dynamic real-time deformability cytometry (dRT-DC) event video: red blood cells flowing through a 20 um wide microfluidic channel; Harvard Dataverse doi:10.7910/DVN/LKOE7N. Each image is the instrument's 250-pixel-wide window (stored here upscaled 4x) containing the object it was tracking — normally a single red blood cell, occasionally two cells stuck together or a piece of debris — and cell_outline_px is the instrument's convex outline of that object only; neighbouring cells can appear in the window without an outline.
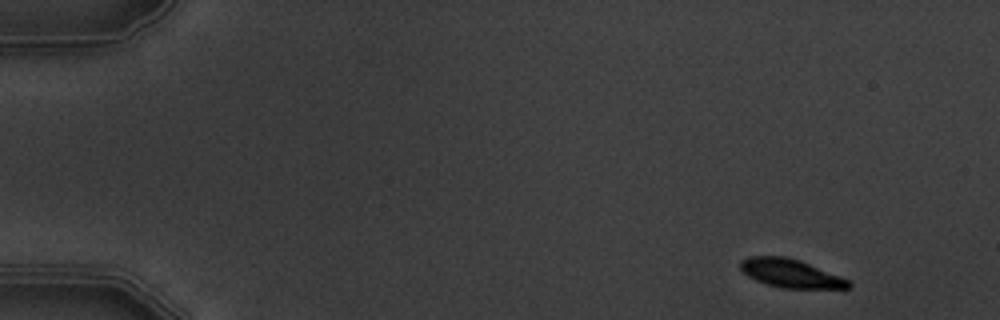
{"species": "common noctule bat (a hibernating species)", "species_latin": "Nyctalus noctula", "temperature_condition": "warm", "stored_images_in_passage": 8, "camera_frame_rate_fps": 3000, "um_per_image_px": 0.085, "animal": {"sex": "male", "body_mass_g": 19.5, "forearm_length_mm": 54.6}, "frame": {"image": 1, "passage_image": 1, "time_ms": 0.0, "image_size_px": [1000, 320], "cell_outline_px": [[852, 288], [784, 288], [768, 284], [756, 280], [748, 276], [740, 268], [740, 260], [748, 256], [788, 256], [800, 260], [840, 276], [848, 280], [852, 284]], "centroid_in_image_um": [67.2, 23.22], "position_along_channel_um": 17.8, "area_um2": 17.86}}
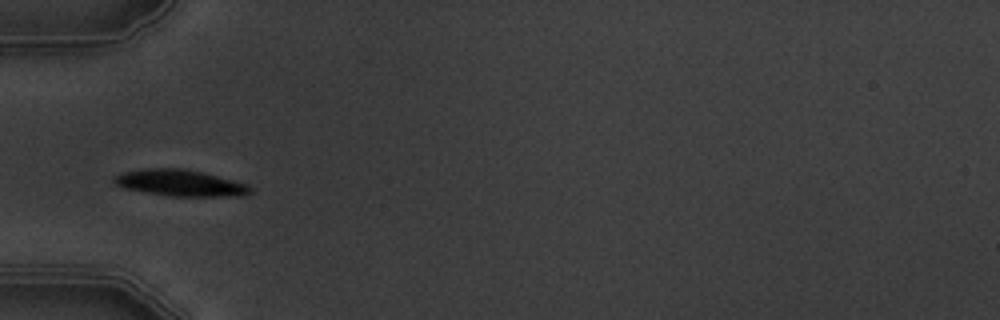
{"frame": {"image": 2, "passage_image": 5, "time_ms": 4.667, "image_size_px": [1000, 320], "cell_outline_px": [[252, 192], [244, 196], [168, 196], [124, 188], [116, 184], [112, 180], [116, 176], [124, 172], [148, 168], [188, 168], [204, 172], [248, 184], [252, 188]], "centroid_in_image_um": [15.37, 15.55], "position_along_channel_um": 69.6, "area_um2": 21.04}}